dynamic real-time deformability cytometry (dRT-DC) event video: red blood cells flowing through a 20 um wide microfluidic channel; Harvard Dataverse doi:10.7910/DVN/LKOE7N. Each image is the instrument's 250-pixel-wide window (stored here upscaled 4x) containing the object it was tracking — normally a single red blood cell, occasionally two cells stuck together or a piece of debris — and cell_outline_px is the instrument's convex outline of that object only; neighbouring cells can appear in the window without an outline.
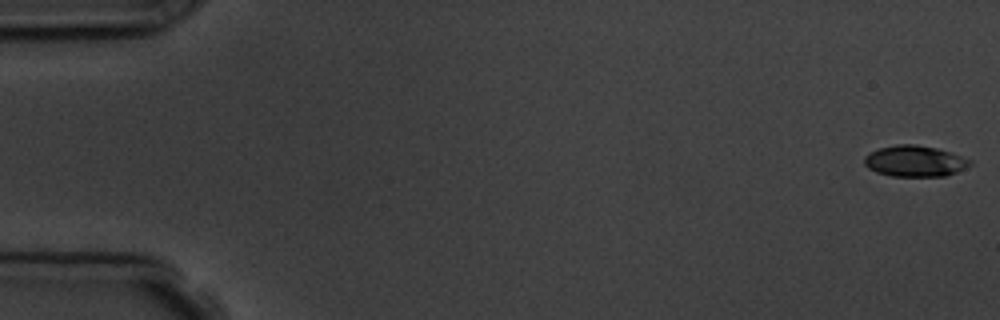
{"species": "common noctule bat (a hibernating species)", "species_latin": "Nyctalus noctula", "temperature_condition": "room temperature", "stored_images_in_passage": 5, "camera_frame_rate_fps": 3000, "um_per_image_px": 0.085, "animal": {"sex": "male", "body_mass_g": 19.5, "forearm_length_mm": 54.6}, "frame": {"image": 1, "passage_image": 1, "time_ms": 0.0, "image_size_px": [1000, 320], "cell_outline_px": [[972, 164], [956, 172], [944, 176], [892, 176], [876, 172], [868, 168], [864, 164], [864, 156], [880, 148], [896, 144], [916, 144], [936, 148], [972, 160]], "centroid_in_image_um": [77.74, 13.69], "position_along_channel_um": 7.3, "area_um2": 18.96}}
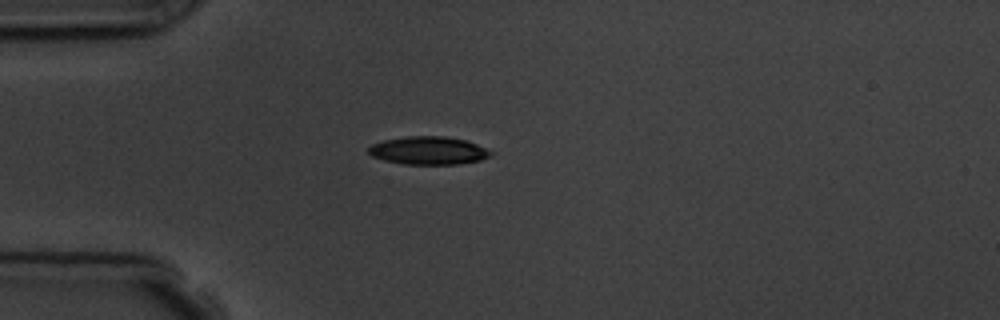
{"frame": {"image": 2, "passage_image": 5, "time_ms": 4.667, "image_size_px": [1000, 320], "cell_outline_px": [[492, 156], [480, 160], [460, 164], [404, 164], [384, 160], [372, 156], [368, 152], [368, 148], [372, 144], [384, 140], [408, 136], [444, 136], [464, 140], [476, 144], [492, 152]], "centroid_in_image_um": [36.41, 12.8], "position_along_channel_um": 48.6, "area_um2": 19.83}}